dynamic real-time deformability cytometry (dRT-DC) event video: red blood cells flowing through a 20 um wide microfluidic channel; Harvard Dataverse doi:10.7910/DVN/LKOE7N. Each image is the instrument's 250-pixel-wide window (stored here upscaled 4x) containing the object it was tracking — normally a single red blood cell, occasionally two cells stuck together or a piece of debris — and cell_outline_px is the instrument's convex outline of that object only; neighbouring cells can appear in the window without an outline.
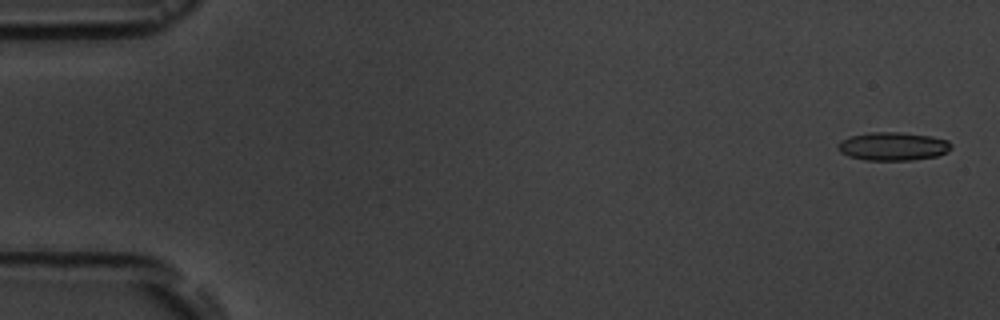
{"species": "common noctule bat (a hibernating species)", "species_latin": "Nyctalus noctula", "temperature_condition": "room temperature", "stored_images_in_passage": 7, "camera_frame_rate_fps": 3000, "um_per_image_px": 0.085, "animal": {"sex": "male", "body_mass_g": 19.5, "forearm_length_mm": 54.6}, "frame": {"image": 1, "passage_image": 1, "time_ms": 0.0, "image_size_px": [1000, 320], "cell_outline_px": [[952, 148], [948, 152], [936, 156], [912, 160], [864, 160], [848, 156], [840, 152], [836, 148], [836, 144], [840, 140], [848, 136], [868, 132], [900, 132], [932, 136], [948, 140], [952, 144]], "centroid_in_image_um": [75.87, 12.43], "position_along_channel_um": 9.1, "area_um2": 19.07}}
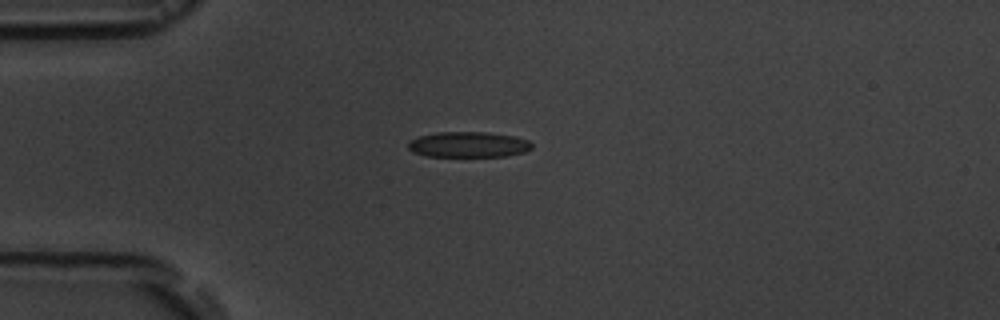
{"frame": {"image": 2, "passage_image": 5, "time_ms": 4.333, "image_size_px": [1000, 320], "cell_outline_px": [[532, 148], [524, 152], [508, 156], [428, 156], [412, 152], [408, 148], [408, 144], [412, 140], [420, 136], [436, 132], [488, 132], [516, 136], [528, 140], [532, 144]], "centroid_in_image_um": [39.85, 12.28], "position_along_channel_um": 45.2, "area_um2": 18.44}}
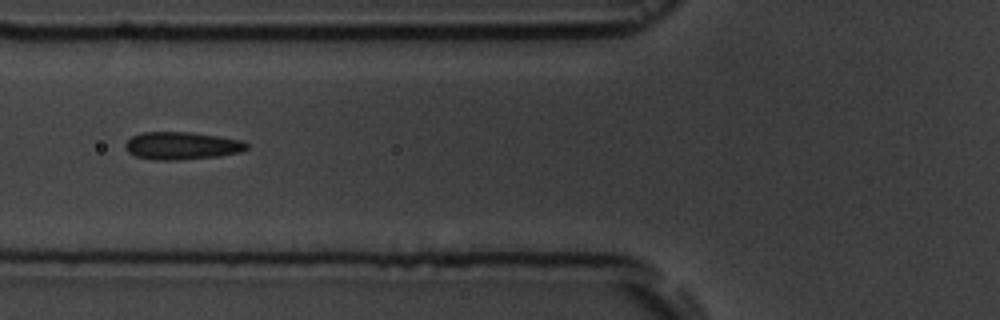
{"frame": {"image": 3, "passage_image": 7, "time_ms": 6.667, "image_size_px": [1000, 320], "cell_outline_px": [[248, 148], [240, 152], [216, 156], [176, 160], [152, 160], [136, 156], [128, 152], [124, 144], [132, 136], [144, 132], [192, 132], [220, 136], [244, 140], [248, 144]], "centroid_in_image_um": [15.47, 12.38], "position_along_channel_um": 110.3, "area_um2": 19.59}}